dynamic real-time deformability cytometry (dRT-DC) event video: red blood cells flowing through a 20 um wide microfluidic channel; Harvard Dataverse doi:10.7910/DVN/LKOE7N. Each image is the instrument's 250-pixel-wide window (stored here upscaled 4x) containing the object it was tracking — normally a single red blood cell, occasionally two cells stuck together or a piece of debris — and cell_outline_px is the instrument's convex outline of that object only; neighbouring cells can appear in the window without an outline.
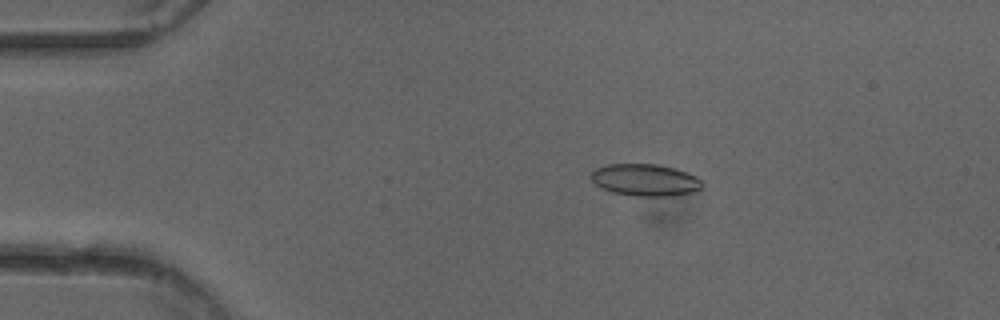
{"species": "common noctule bat (a hibernating species)", "species_latin": "Nyctalus noctula", "temperature_condition": "cold", "stored_images_in_passage": 51, "camera_frame_rate_fps": 3000, "um_per_image_px": 0.085, "animal": {"sex": "female"}, "frame": {"image": 1, "passage_image": 10, "time_ms": 3.0, "image_size_px": [1000, 320], "cell_outline_px": [[704, 188], [692, 192], [672, 196], [636, 196], [612, 192], [600, 188], [592, 180], [592, 172], [596, 168], [608, 164], [656, 164], [672, 168], [696, 176], [704, 184]], "centroid_in_image_um": [54.85, 15.31], "position_along_channel_um": 30.2, "area_um2": 20.63}}
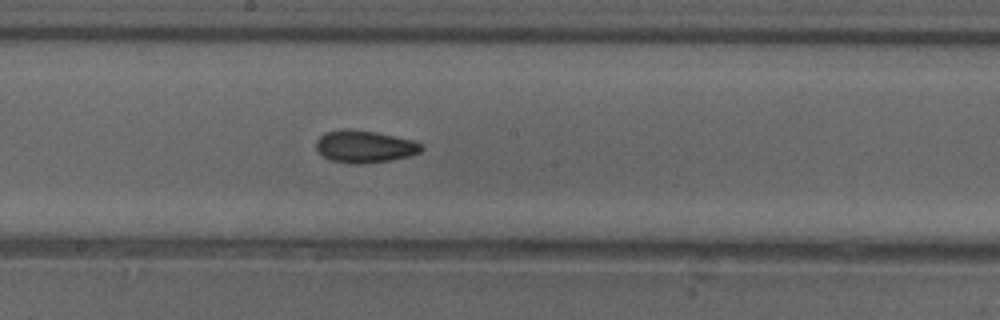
{"frame": {"image": 2, "passage_image": 28, "time_ms": 9.0, "image_size_px": [1000, 320], "cell_outline_px": [[424, 148], [420, 152], [408, 156], [392, 160], [360, 164], [356, 164], [328, 160], [316, 148], [316, 140], [324, 132], [376, 132], [416, 140], [424, 144]], "centroid_in_image_um": [31.07, 12.5], "position_along_channel_um": 217.1, "area_um2": 19.31}}
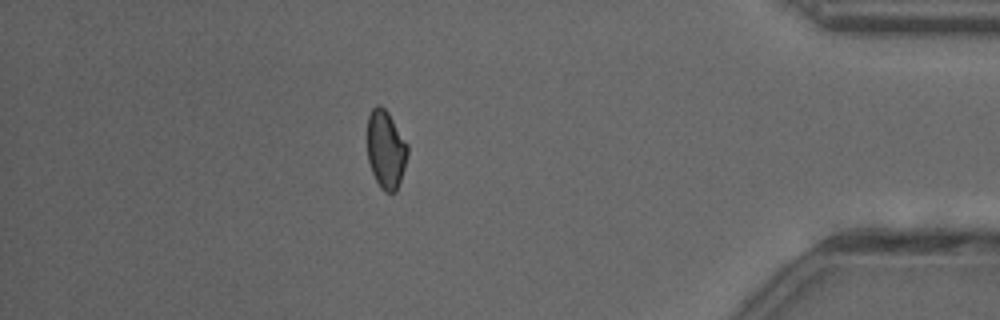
{"frame": {"image": 3, "passage_image": 45, "time_ms": 14.667, "image_size_px": [1000, 320], "cell_outline_px": [[408, 152], [404, 168], [396, 192], [384, 192], [380, 188], [372, 172], [368, 160], [368, 116], [372, 108], [376, 104], [380, 104], [388, 112], [408, 144]], "centroid_in_image_um": [32.8, 12.69], "position_along_channel_um": 402.4, "area_um2": 18.32}, "authors_computed_cell_mechanics": {"area_um2": 19.4208, "velocity_mm_per_s": 4.0369, "shape_relaxation_time_tau1_ms": 9.0999, "shape_relaxation_time_tau2_ms": 2.3825, "deformation_change_tau1": 0.1289, "deformation_change_tau2": 0.0678}}